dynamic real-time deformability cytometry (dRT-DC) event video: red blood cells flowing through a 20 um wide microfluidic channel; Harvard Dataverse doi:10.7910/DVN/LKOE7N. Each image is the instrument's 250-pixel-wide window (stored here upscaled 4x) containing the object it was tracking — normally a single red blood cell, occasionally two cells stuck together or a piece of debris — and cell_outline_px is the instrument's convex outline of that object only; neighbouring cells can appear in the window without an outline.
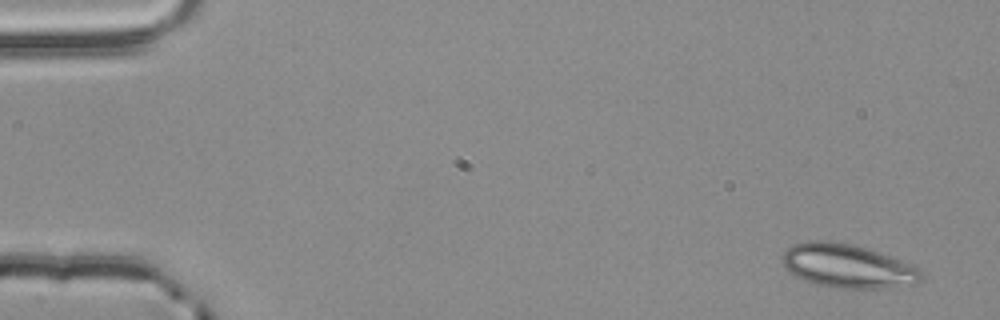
{"species": "common noctule bat (a hibernating species)", "species_latin": "Nyctalus noctula", "temperature_condition": "room temperature", "stored_images_in_passage": 3, "camera_frame_rate_fps": 3000, "um_per_image_px": 0.085, "animal": {"sex": "male", "body_mass_g": 20.4}, "frame": {"image": 1, "passage_image": 1, "time_ms": 0.0, "image_size_px": [1000, 320], "cell_outline_px": [[924, 280], [916, 284], [880, 288], [836, 288], [804, 280], [792, 276], [784, 268], [784, 252], [792, 244], [808, 240], [828, 240], [852, 244], [888, 256], [916, 268], [924, 276]], "centroid_in_image_um": [71.99, 22.61], "position_along_channel_um": 13.0, "area_um2": 35.03}}